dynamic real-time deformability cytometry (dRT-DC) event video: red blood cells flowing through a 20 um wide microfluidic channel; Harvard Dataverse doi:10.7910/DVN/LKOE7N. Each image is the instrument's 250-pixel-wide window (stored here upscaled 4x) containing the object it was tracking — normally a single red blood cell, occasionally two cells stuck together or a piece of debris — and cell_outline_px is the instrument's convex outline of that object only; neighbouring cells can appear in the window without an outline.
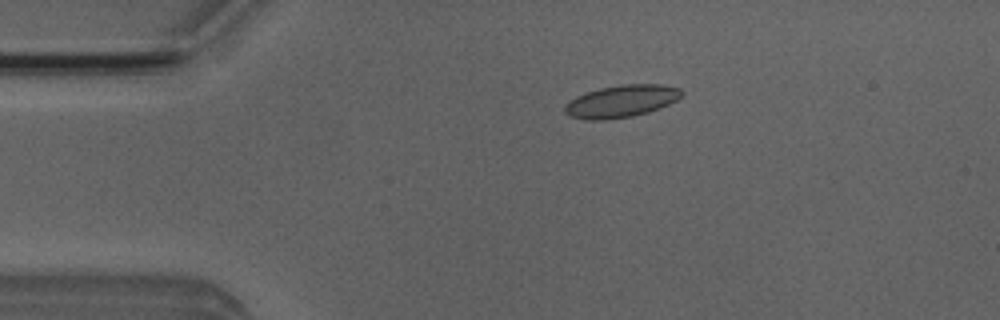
{"species": "Egyptian fruit bat (a non-hibernating species)", "species_latin": "Rousettus aegyptiacus", "temperature_condition": "room temperature", "stored_images_in_passage": 4, "camera_frame_rate_fps": 3000, "um_per_image_px": 0.085, "animal": {"sex": "male"}, "frame": {"image": 1, "passage_image": 4, "time_ms": 4.333, "image_size_px": [1000, 320], "cell_outline_px": [[684, 92], [676, 100], [660, 108], [648, 112], [632, 116], [604, 120], [584, 120], [568, 116], [564, 112], [564, 104], [576, 96], [584, 92], [600, 88], [620, 84], [664, 84], [680, 88]], "centroid_in_image_um": [52.78, 8.6], "position_along_channel_um": 32.2, "area_um2": 22.25}}